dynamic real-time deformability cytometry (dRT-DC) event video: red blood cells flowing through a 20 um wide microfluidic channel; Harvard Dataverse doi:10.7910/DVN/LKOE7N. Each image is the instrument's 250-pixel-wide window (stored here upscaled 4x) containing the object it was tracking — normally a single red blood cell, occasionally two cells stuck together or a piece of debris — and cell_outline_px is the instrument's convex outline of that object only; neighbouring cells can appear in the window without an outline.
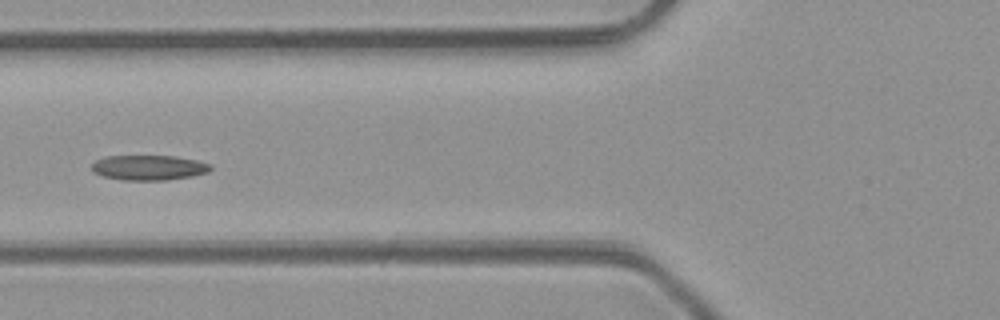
{"species": "common noctule bat (a hibernating species)", "species_latin": "Nyctalus noctula", "temperature_condition": "room temperature", "stored_images_in_passage": 7, "camera_frame_rate_fps": 3000, "um_per_image_px": 0.085, "animal": {"sex": "male", "body_mass_g": 23.1, "forearm_length_mm": 52.7}, "frame": {"image": 1, "passage_image": 6, "time_ms": 6.0, "image_size_px": [1000, 320], "cell_outline_px": [[212, 168], [208, 172], [192, 176], [164, 180], [124, 180], [104, 176], [92, 172], [92, 164], [96, 160], [104, 156], [176, 156], [196, 160], [212, 164]], "centroid_in_image_um": [12.66, 14.24], "position_along_channel_um": 113.1, "area_um2": 17.34}}
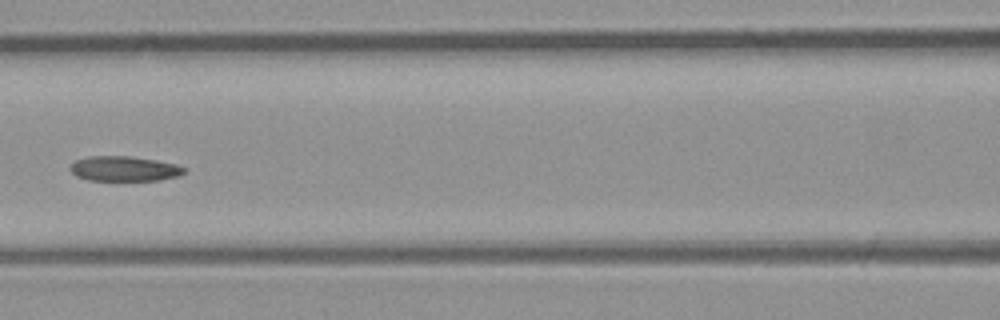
{"frame": {"image": 2, "passage_image": 7, "time_ms": 7.0, "image_size_px": [1000, 320], "cell_outline_px": [[188, 172], [180, 176], [160, 180], [88, 180], [76, 176], [68, 168], [76, 160], [88, 156], [128, 156], [156, 160], [176, 164], [188, 168]], "centroid_in_image_um": [10.62, 14.34], "position_along_channel_um": 156.0, "area_um2": 16.76}}